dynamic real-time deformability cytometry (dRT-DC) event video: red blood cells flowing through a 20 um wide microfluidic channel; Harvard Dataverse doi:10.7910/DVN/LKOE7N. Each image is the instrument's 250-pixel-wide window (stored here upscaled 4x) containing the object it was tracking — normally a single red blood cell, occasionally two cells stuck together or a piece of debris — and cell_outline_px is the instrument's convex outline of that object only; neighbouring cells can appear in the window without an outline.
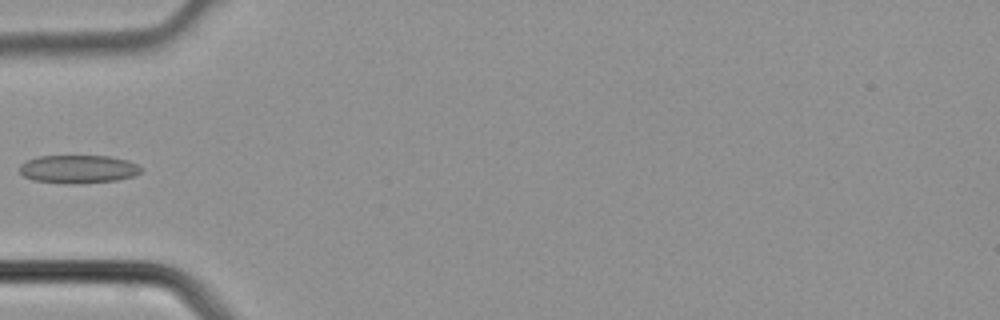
{"species": "common noctule bat (a hibernating species)", "species_latin": "Nyctalus noctula", "temperature_condition": "cold", "stored_images_in_passage": 3, "camera_frame_rate_fps": 3000, "um_per_image_px": 0.085, "animal": {"sex": "male", "body_mass_g": 21.5, "forearm_length_mm": 52.0}, "frame": {"image": 1, "passage_image": 3, "time_ms": 0.667, "image_size_px": [1000, 320], "cell_outline_px": [[144, 168], [136, 176], [116, 180], [72, 184], [32, 180], [24, 176], [20, 172], [20, 164], [24, 160], [40, 156], [108, 156], [128, 160]], "centroid_in_image_um": [6.65, 14.37], "position_along_channel_um": 78.3, "area_um2": 20.06}}